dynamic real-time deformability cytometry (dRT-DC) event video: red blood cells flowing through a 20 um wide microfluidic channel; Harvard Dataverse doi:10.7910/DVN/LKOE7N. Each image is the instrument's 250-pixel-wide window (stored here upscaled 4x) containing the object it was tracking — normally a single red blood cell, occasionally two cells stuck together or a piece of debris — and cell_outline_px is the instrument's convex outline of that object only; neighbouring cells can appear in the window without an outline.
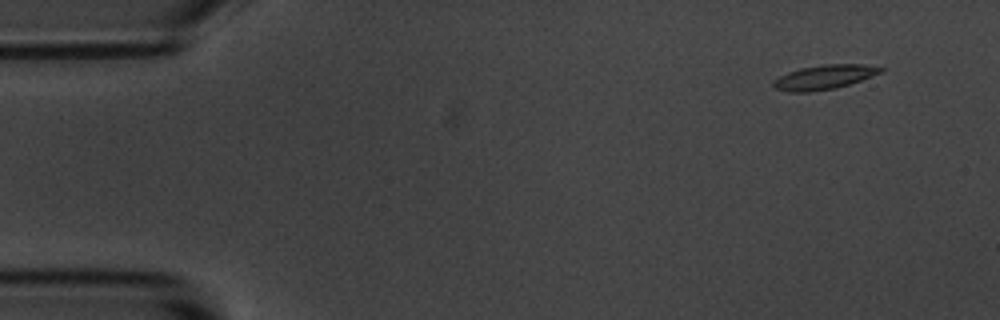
{"species": "common noctule bat (a hibernating species)", "species_latin": "Nyctalus noctula", "temperature_condition": "room temperature", "stored_images_in_passage": 4, "camera_frame_rate_fps": 3000, "um_per_image_px": 0.085, "animal": {"sex": "male", "body_mass_g": 20.1, "forearm_length_mm": 53.5}, "frame": {"image": 1, "passage_image": 1, "time_ms": 0.0, "image_size_px": [1000, 320], "cell_outline_px": [[884, 68], [880, 72], [860, 80], [836, 88], [808, 92], [788, 92], [776, 88], [772, 84], [772, 80], [788, 72], [800, 68], [824, 64], [864, 64]], "centroid_in_image_um": [70.0, 6.55], "position_along_channel_um": 15.0, "area_um2": 15.03}}
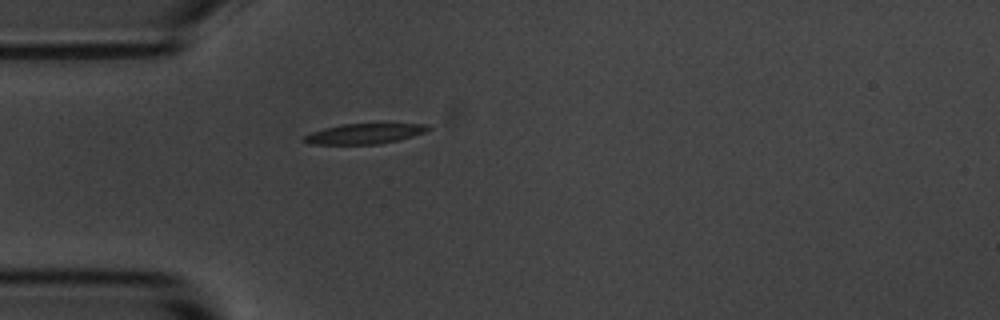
{"frame": {"image": 2, "passage_image": 4, "time_ms": 3.667, "image_size_px": [1000, 320], "cell_outline_px": [[432, 128], [424, 132], [400, 140], [376, 144], [308, 144], [300, 140], [304, 136], [312, 132], [324, 128], [344, 124], [428, 124]], "centroid_in_image_um": [30.95, 11.37], "position_along_channel_um": 54.0, "area_um2": 14.57}}